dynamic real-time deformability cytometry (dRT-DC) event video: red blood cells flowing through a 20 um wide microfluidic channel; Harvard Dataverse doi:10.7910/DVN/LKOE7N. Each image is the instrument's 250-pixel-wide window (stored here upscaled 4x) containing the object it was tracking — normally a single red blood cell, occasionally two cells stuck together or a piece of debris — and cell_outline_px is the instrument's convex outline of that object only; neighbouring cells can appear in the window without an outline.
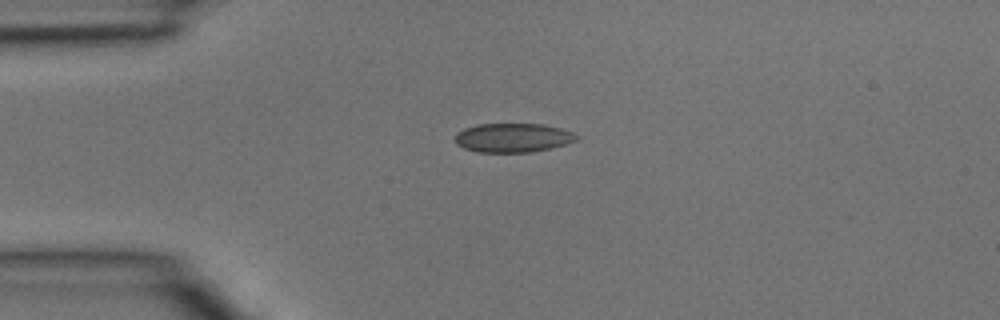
{"species": "common noctule bat (a hibernating species)", "species_latin": "Nyctalus noctula", "temperature_condition": "room temperature", "stored_images_in_passage": 3, "camera_frame_rate_fps": 3000, "um_per_image_px": 0.085, "animal": {"sex": "male", "body_mass_g": 15.6}, "frame": {"image": 1, "passage_image": 2, "time_ms": 0.333, "image_size_px": [1000, 320], "cell_outline_px": [[580, 140], [552, 148], [532, 152], [476, 152], [464, 148], [456, 144], [452, 140], [464, 128], [476, 124], [544, 124], [560, 128], [572, 132], [580, 136]], "centroid_in_image_um": [43.62, 11.71], "position_along_channel_um": 41.4, "area_um2": 20.81}}